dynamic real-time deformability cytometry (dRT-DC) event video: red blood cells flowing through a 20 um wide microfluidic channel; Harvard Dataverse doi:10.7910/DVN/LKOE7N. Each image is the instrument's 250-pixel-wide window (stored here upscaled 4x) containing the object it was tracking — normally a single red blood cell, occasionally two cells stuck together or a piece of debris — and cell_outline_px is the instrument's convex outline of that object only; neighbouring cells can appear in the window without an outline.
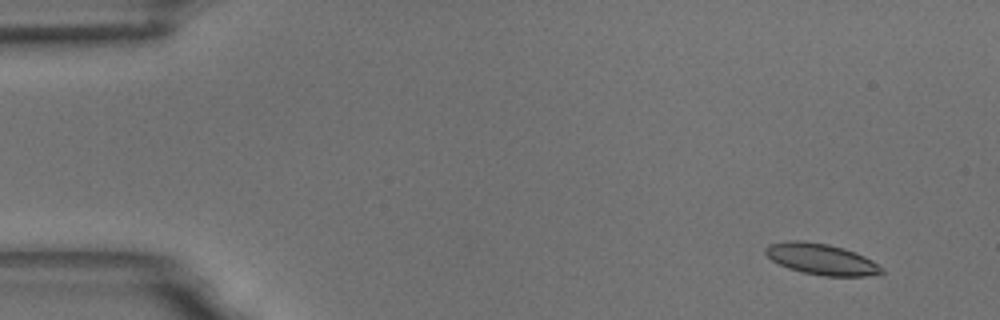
{"species": "common noctule bat (a hibernating species)", "species_latin": "Nyctalus noctula", "temperature_condition": "room temperature", "stored_images_in_passage": 60, "camera_frame_rate_fps": 3000, "um_per_image_px": 0.085, "animal": {"sex": "male", "body_mass_g": 18.8}, "frame": {"image": 1, "passage_image": 5, "time_ms": 1.333, "image_size_px": [1000, 320], "cell_outline_px": [[884, 272], [868, 276], [824, 276], [804, 272], [788, 268], [772, 260], [764, 252], [764, 248], [768, 244], [788, 240], [804, 240], [828, 244], [844, 248], [856, 252], [872, 260], [884, 268]], "centroid_in_image_um": [69.82, 22.01], "position_along_channel_um": 15.2, "area_um2": 21.15}}
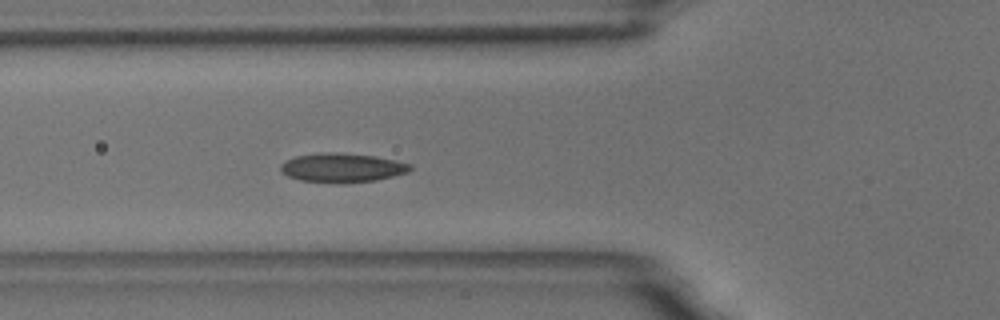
{"frame": {"image": 2, "passage_image": 22, "time_ms": 7.0, "image_size_px": [1000, 320], "cell_outline_px": [[412, 168], [408, 172], [376, 180], [300, 180], [288, 176], [280, 172], [280, 164], [296, 156], [320, 152], [332, 152], [376, 156], [412, 164]], "centroid_in_image_um": [29.08, 14.2], "position_along_channel_um": 96.7, "area_um2": 20.98}}
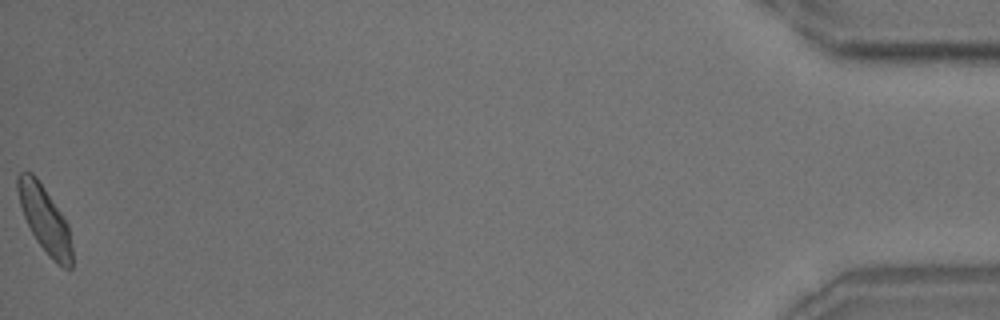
{"frame": {"image": 3, "passage_image": 60, "time_ms": 19.667, "image_size_px": [1000, 320], "cell_outline_px": [[72, 268], [64, 268], [52, 260], [48, 256], [36, 240], [24, 216], [20, 204], [16, 188], [16, 176], [20, 172], [32, 172], [36, 176], [68, 224], [72, 244]], "centroid_in_image_um": [3.8, 18.65], "position_along_channel_um": 431.4, "area_um2": 20.87}, "authors_computed_cell_mechanics": {"area_um2": 20.9236, "velocity_mm_per_s": 3.4145, "shape_relaxation_time_tau1_ms": 4.0126, "shape_relaxation_time_tau2_ms": 1.4221, "deformation_change_tau1": 0.1071, "deformation_change_tau2": 0.046}}